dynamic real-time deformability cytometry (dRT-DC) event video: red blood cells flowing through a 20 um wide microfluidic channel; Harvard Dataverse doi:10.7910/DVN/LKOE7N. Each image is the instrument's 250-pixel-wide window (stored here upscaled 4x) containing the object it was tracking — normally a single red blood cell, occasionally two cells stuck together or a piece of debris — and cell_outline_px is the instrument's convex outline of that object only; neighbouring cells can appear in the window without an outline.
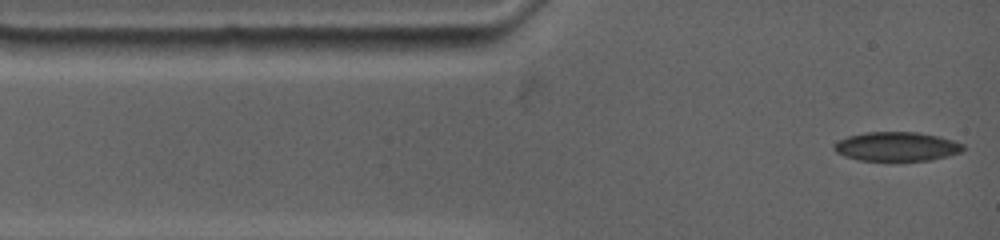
{"species": "common noctule bat (a hibernating species)", "species_latin": "Nyctalus noctula", "temperature_condition": "warm", "stored_images_in_passage": 80, "camera_frame_rate_fps": 4500, "um_per_image_px": 0.085, "animal": {"sex": "female", "body_mass_g": 19.0, "forearm_length_mm": 53.3}, "frame": {"image": 1, "passage_image": 1, "time_ms": 0.0, "image_size_px": [1000, 240], "cell_outline_px": [[964, 148], [960, 152], [948, 156], [932, 160], [860, 160], [844, 156], [836, 152], [832, 148], [832, 144], [848, 136], [868, 132], [916, 132], [940, 136], [964, 144]], "centroid_in_image_um": [76.21, 12.45], "position_along_channel_um": 8.8, "area_um2": 21.85}}
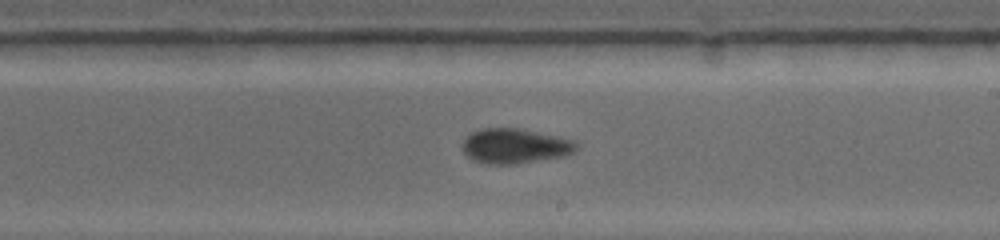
{"frame": {"image": 2, "passage_image": 35, "time_ms": 7.556, "image_size_px": [1000, 240], "cell_outline_px": [[576, 148], [568, 156], [516, 164], [484, 164], [472, 160], [464, 152], [464, 140], [472, 132], [484, 128], [516, 128], [572, 140], [576, 144]], "centroid_in_image_um": [43.75, 12.44], "position_along_channel_um": 245.3, "area_um2": 22.83}}
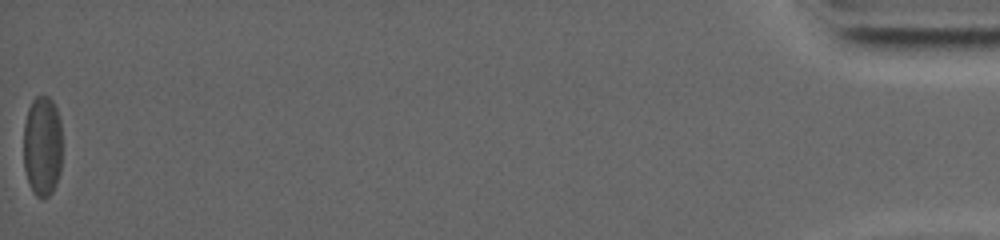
{"frame": {"image": 3, "passage_image": 80, "time_ms": 17.556, "image_size_px": [1000, 240], "cell_outline_px": [[60, 172], [56, 184], [52, 192], [48, 196], [36, 196], [32, 192], [28, 184], [24, 168], [24, 124], [28, 108], [32, 100], [36, 96], [48, 96], [52, 100], [56, 108], [60, 120]], "centroid_in_image_um": [3.58, 12.41], "position_along_channel_um": 431.6, "area_um2": 22.66}, "authors_computed_cell_mechanics": {"area_um2": 22.5998, "velocity_mm_per_s": 3.613, "shape_relaxation_time_tau1_ms": 6.1158, "shape_relaxation_time_tau2_ms": 2.5816, "deformation_change_tau1": 0.1368, "deformation_change_tau2": 0.0692}}